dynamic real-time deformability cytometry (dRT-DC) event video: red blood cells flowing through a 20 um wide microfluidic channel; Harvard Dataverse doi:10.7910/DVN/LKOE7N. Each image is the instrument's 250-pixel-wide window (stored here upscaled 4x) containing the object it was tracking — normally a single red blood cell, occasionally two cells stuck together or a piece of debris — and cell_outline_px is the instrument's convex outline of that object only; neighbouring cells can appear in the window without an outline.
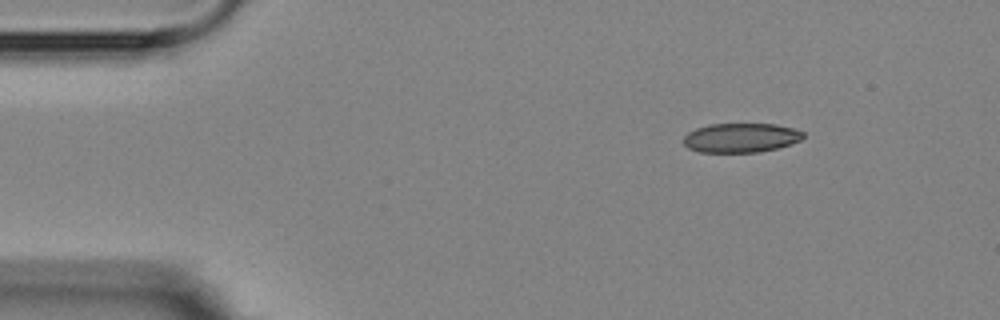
{"species": "Egyptian fruit bat (a non-hibernating species)", "species_latin": "Rousettus aegyptiacus", "temperature_condition": "room temperature", "stored_images_in_passage": 4, "camera_frame_rate_fps": 3000, "um_per_image_px": 0.085, "animal": {"sex": "female"}, "frame": {"image": 1, "passage_image": 1, "time_ms": 0.0, "image_size_px": [1000, 320], "cell_outline_px": [[804, 136], [800, 140], [776, 148], [760, 152], [700, 152], [688, 148], [684, 144], [684, 136], [688, 132], [696, 128], [708, 124], [776, 124], [792, 128], [804, 132]], "centroid_in_image_um": [62.95, 11.7], "position_along_channel_um": 22.1, "area_um2": 20.35}}
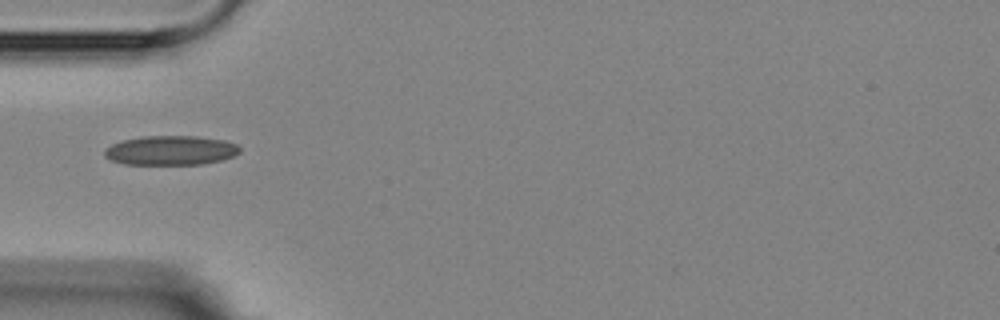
{"frame": {"image": 2, "passage_image": 4, "time_ms": 3.333, "image_size_px": [1000, 320], "cell_outline_px": [[240, 152], [232, 156], [220, 160], [200, 164], [124, 164], [112, 160], [104, 156], [104, 148], [120, 140], [144, 136], [196, 136], [224, 140], [236, 144], [240, 148]], "centroid_in_image_um": [14.47, 12.77], "position_along_channel_um": 70.5, "area_um2": 23.12}}